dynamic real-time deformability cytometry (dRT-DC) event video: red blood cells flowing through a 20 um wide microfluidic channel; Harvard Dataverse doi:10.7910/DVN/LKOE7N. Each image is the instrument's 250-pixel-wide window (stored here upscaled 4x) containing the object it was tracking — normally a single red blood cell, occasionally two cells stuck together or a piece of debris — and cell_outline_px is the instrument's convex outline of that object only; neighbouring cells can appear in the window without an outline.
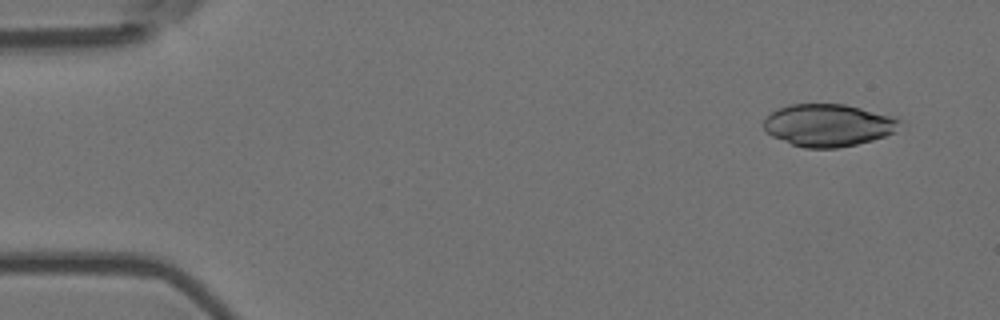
{"species": "Egyptian fruit bat (a non-hibernating species)", "species_latin": "Rousettus aegyptiacus", "temperature_condition": "room temperature", "stored_images_in_passage": 54, "camera_frame_rate_fps": 3000, "um_per_image_px": 0.085, "animal": {"sex": "female"}, "frame": {"image": 1, "passage_image": 4, "time_ms": 1.0, "image_size_px": [1000, 320], "cell_outline_px": [[908, 124], [896, 132], [872, 140], [856, 144], [836, 148], [804, 148], [792, 144], [772, 136], [764, 128], [764, 120], [772, 112], [788, 104], [844, 104], [896, 116], [904, 120]], "centroid_in_image_um": [70.52, 10.64], "position_along_channel_um": 14.5, "area_um2": 33.99}}